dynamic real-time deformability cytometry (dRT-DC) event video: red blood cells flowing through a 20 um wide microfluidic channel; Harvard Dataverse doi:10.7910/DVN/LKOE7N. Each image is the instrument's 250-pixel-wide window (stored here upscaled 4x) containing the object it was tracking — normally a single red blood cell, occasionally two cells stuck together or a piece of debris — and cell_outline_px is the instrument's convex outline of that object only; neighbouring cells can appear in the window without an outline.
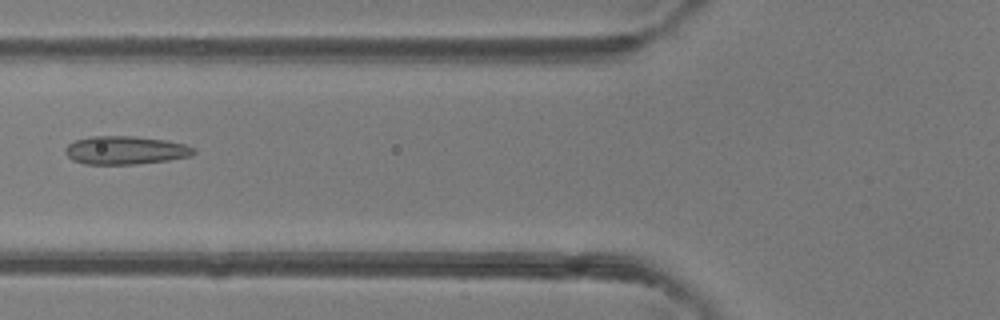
{"species": "common noctule bat (a hibernating species)", "species_latin": "Nyctalus noctula", "temperature_condition": "room temperature", "stored_images_in_passage": 45, "camera_frame_rate_fps": 3000, "um_per_image_px": 0.085, "animal": {"sex": "female"}, "frame": {"image": 1, "passage_image": 17, "time_ms": 5.333, "image_size_px": [1000, 320], "cell_outline_px": [[196, 152], [192, 156], [168, 160], [136, 164], [84, 164], [72, 160], [64, 152], [64, 148], [68, 144], [76, 140], [92, 136], [136, 136], [168, 140], [184, 144], [196, 148]], "centroid_in_image_um": [10.68, 12.77], "position_along_channel_um": 115.1, "area_um2": 21.39}}
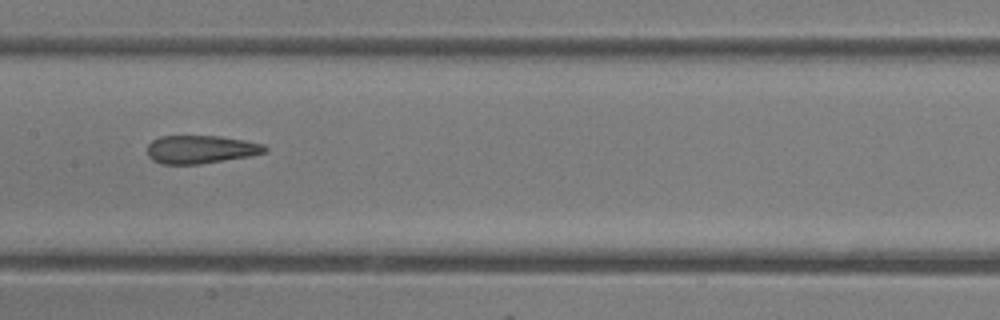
{"frame": {"image": 2, "passage_image": 22, "time_ms": 7.0, "image_size_px": [1000, 320], "cell_outline_px": [[268, 152], [252, 156], [200, 164], [160, 164], [152, 160], [148, 156], [148, 144], [152, 140], [160, 136], [220, 136], [244, 140], [264, 144], [268, 148]], "centroid_in_image_um": [17.09, 12.7], "position_along_channel_um": 190.3, "area_um2": 19.54}}
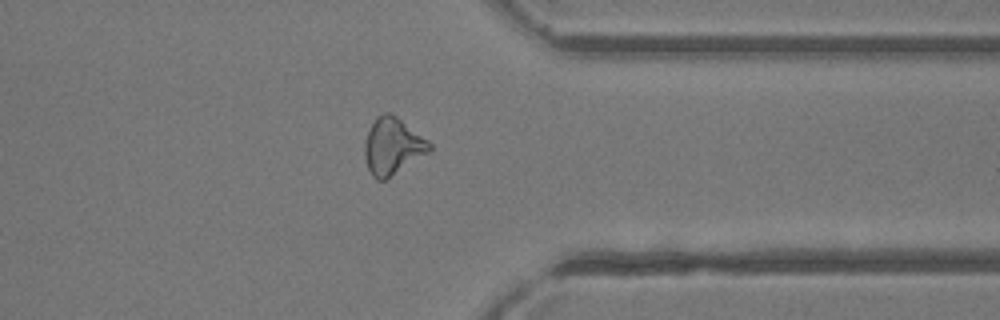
{"frame": {"image": 3, "passage_image": 35, "time_ms": 11.333, "image_size_px": [1000, 320], "cell_outline_px": [[432, 152], [384, 180], [376, 180], [372, 176], [368, 168], [364, 156], [364, 144], [368, 132], [376, 116], [384, 112], [388, 112], [396, 116], [428, 140], [432, 144]], "centroid_in_image_um": [33.39, 12.44], "position_along_channel_um": 378.0, "area_um2": 21.5}, "authors_computed_cell_mechanics": {"area_um2": 21.386, "velocity_mm_per_s": 4.4852, "shape_relaxation_time_tau1_ms": null, "shape_relaxation_time_tau2_ms": 1.8854, "deformation_change_tau1": null, "deformation_change_tau2": 0.0927}}